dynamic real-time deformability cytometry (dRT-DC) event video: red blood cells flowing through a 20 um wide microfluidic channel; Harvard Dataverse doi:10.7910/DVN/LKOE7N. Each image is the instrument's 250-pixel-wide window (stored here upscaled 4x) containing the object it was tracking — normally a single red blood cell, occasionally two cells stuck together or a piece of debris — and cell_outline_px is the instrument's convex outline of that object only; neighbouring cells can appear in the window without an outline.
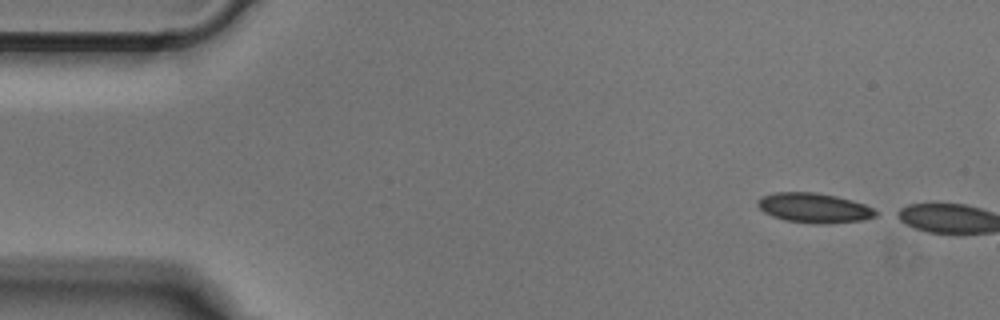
{"species": "Egyptian fruit bat (a non-hibernating species)", "species_latin": "Rousettus aegyptiacus", "temperature_condition": "cold", "stored_images_in_passage": 8, "camera_frame_rate_fps": 3000, "um_per_image_px": 0.085, "animal": {"sex": "male"}, "frame": {"image": 1, "passage_image": 1, "time_ms": 0.0, "image_size_px": [1000, 320], "cell_outline_px": [[880, 212], [876, 216], [864, 220], [828, 224], [816, 224], [784, 220], [772, 216], [764, 212], [756, 204], [756, 200], [764, 196], [776, 192], [816, 192], [836, 196], [852, 200], [864, 204]], "centroid_in_image_um": [69.21, 17.68], "position_along_channel_um": 15.8, "area_um2": 20.63}}